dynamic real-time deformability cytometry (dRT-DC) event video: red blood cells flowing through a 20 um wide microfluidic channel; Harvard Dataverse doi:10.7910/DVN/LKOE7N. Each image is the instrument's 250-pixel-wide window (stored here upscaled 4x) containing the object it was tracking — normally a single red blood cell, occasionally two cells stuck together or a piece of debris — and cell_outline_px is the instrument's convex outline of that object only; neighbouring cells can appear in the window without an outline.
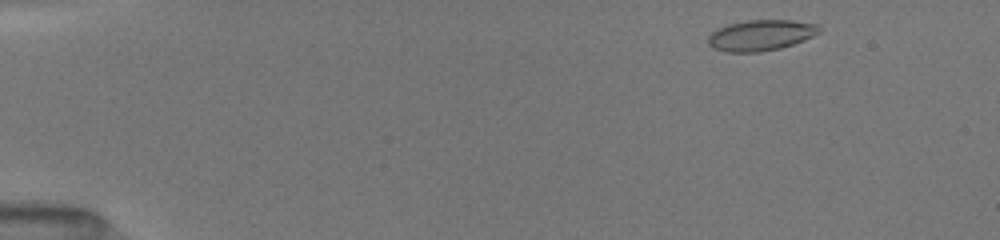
{"species": "common noctule bat (a hibernating species)", "species_latin": "Nyctalus noctula", "temperature_condition": "room temperature", "stored_images_in_passage": 47, "camera_frame_rate_fps": 3000, "um_per_image_px": 0.085, "animal": {"sex": "female", "body_mass_g": 19.5, "forearm_length_mm": 54.1}, "frame": {"image": 1, "passage_image": 2, "time_ms": 0.333, "image_size_px": [1000, 240], "cell_outline_px": [[820, 32], [804, 40], [780, 48], [760, 52], [724, 52], [712, 48], [708, 44], [708, 36], [712, 32], [728, 24], [748, 20], [792, 20], [816, 24], [820, 28]], "centroid_in_image_um": [64.65, 3.0], "position_along_channel_um": 20.4, "area_um2": 19.88}}
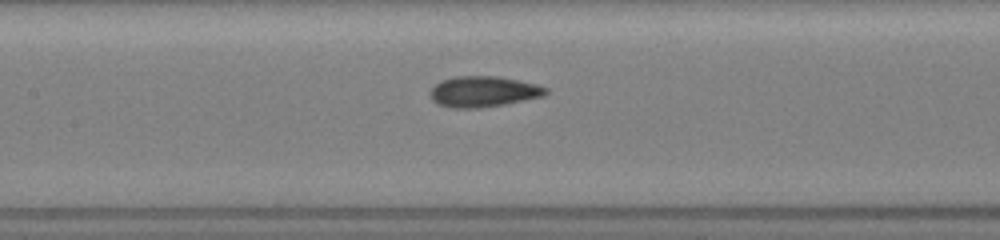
{"frame": {"image": 2, "passage_image": 21, "time_ms": 6.667, "image_size_px": [1000, 240], "cell_outline_px": [[548, 92], [544, 96], [504, 104], [480, 108], [448, 108], [436, 104], [432, 100], [428, 92], [440, 80], [456, 76], [496, 76], [536, 84], [548, 88]], "centroid_in_image_um": [41.04, 7.79], "position_along_channel_um": 166.4, "area_um2": 20.87}}
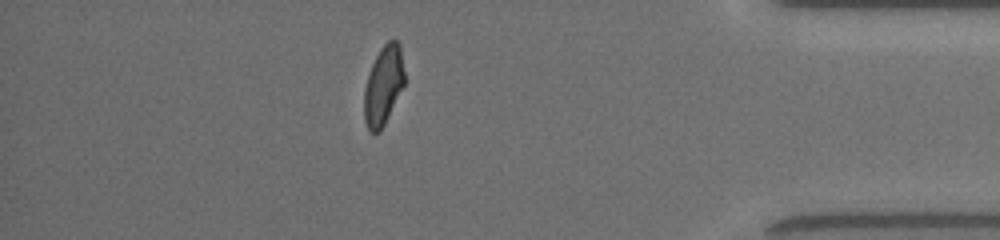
{"frame": {"image": 3, "passage_image": 41, "time_ms": 13.333, "image_size_px": [1000, 240], "cell_outline_px": [[404, 84], [380, 132], [368, 132], [364, 120], [364, 88], [372, 64], [380, 48], [388, 40], [396, 40], [400, 44], [404, 72]], "centroid_in_image_um": [32.57, 7.26], "position_along_channel_um": 402.6, "area_um2": 18.44}, "authors_computed_cell_mechanics": {"area_um2": 19.7676, "velocity_mm_per_s": 4.0468, "shape_relaxation_time_tau1_ms": 3.4375, "shape_relaxation_time_tau2_ms": 1.1192, "deformation_change_tau1": 0.1581, "deformation_change_tau2": 0.082}}